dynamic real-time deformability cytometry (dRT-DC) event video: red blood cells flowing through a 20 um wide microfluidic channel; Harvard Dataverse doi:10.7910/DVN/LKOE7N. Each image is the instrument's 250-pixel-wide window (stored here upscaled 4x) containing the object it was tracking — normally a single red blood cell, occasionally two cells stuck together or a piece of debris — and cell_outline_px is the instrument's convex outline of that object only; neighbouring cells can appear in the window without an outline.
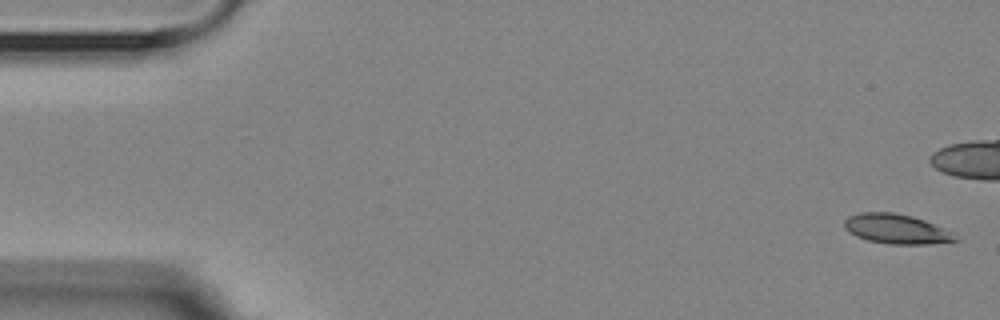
{"species": "Egyptian fruit bat (a non-hibernating species)", "species_latin": "Rousettus aegyptiacus", "temperature_condition": "room temperature", "stored_images_in_passage": 6, "camera_frame_rate_fps": 3000, "um_per_image_px": 0.085, "animal": {"sex": "female"}, "frame": {"image": 1, "passage_image": 1, "time_ms": 0.0, "image_size_px": [1000, 320], "cell_outline_px": [[960, 240], [928, 244], [888, 244], [868, 240], [856, 236], [848, 232], [844, 228], [844, 220], [848, 216], [860, 212], [896, 212], [912, 216], [924, 220], [956, 232]], "centroid_in_image_um": [76.23, 19.46], "position_along_channel_um": 8.8, "area_um2": 19.54}}